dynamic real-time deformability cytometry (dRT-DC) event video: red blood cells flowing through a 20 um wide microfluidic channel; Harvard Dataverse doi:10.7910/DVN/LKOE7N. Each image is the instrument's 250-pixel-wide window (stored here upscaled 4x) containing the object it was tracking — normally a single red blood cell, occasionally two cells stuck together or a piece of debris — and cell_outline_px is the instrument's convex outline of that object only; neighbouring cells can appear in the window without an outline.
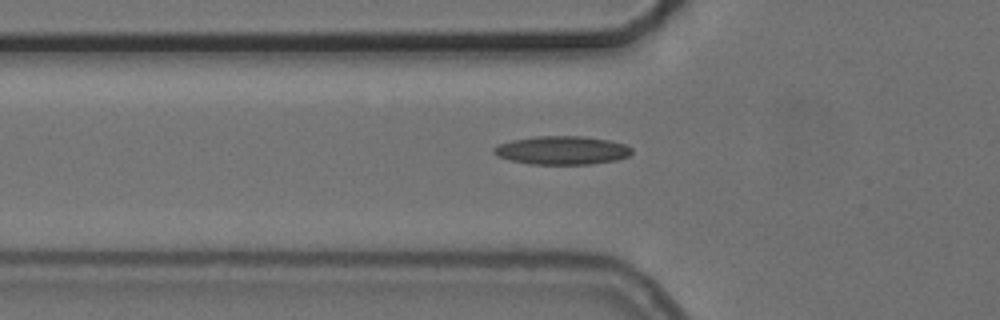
{"species": "common noctule bat (a hibernating species)", "species_latin": "Nyctalus noctula", "temperature_condition": "cold", "stored_images_in_passage": 16, "camera_frame_rate_fps": 3000, "um_per_image_px": 0.085, "animal": {"sex": "female", "body_mass_g": 24.6, "forearm_length_mm": 56.2}, "frame": {"image": 1, "passage_image": 2, "time_ms": 0.333, "image_size_px": [1000, 320], "cell_outline_px": [[632, 152], [628, 156], [616, 160], [592, 164], [532, 164], [512, 160], [496, 156], [492, 152], [492, 148], [496, 144], [512, 140], [536, 136], [584, 136], [608, 140], [624, 144], [632, 148]], "centroid_in_image_um": [47.74, 12.77], "position_along_channel_um": 78.1, "area_um2": 22.95}}
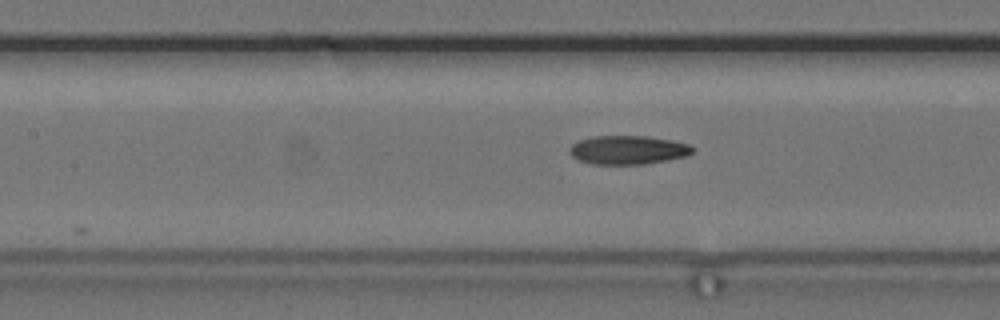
{"frame": {"image": 2, "passage_image": 8, "time_ms": 2.333, "image_size_px": [1000, 320], "cell_outline_px": [[696, 148], [688, 156], [644, 164], [592, 164], [580, 160], [572, 156], [568, 152], [568, 148], [576, 140], [592, 136], [648, 136], [672, 140], [688, 144]], "centroid_in_image_um": [53.36, 12.73], "position_along_channel_um": 154.0, "area_um2": 20.81}}
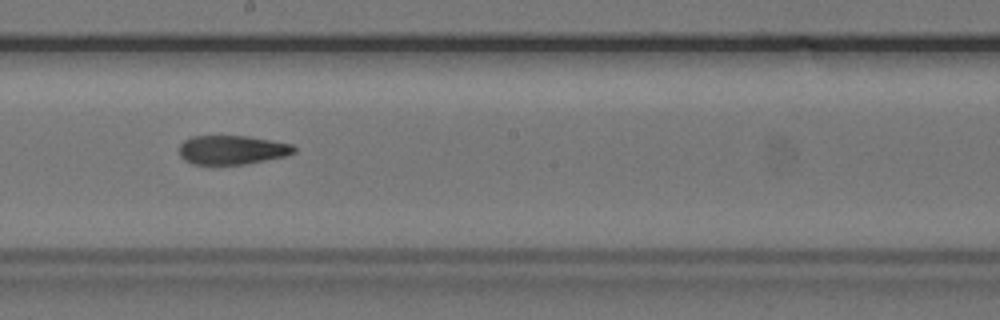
{"frame": {"image": 3, "passage_image": 14, "time_ms": 4.333, "image_size_px": [1000, 320], "cell_outline_px": [[296, 152], [288, 156], [244, 164], [192, 164], [184, 160], [180, 156], [180, 144], [184, 140], [192, 136], [248, 136], [272, 140], [292, 144], [296, 148]], "centroid_in_image_um": [19.75, 12.74], "position_along_channel_um": 228.4, "area_um2": 19.54}}